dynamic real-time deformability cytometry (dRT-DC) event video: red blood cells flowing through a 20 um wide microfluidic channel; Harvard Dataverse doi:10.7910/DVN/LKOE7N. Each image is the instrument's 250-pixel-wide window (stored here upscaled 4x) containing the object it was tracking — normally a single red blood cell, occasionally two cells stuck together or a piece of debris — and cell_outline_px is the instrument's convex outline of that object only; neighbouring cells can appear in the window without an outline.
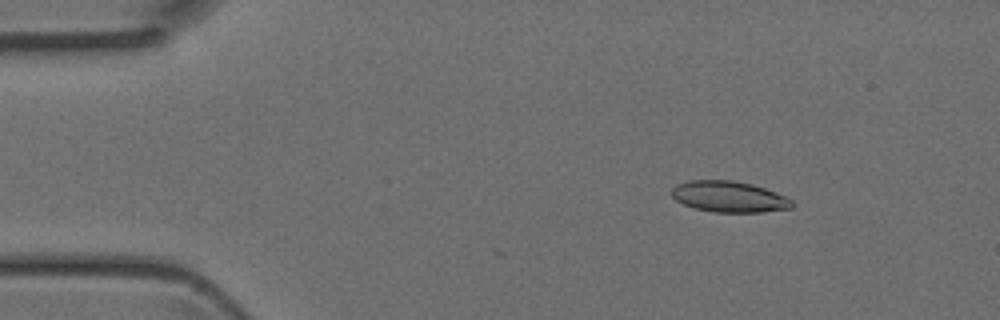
{"species": "Egyptian fruit bat (a non-hibernating species)", "species_latin": "Rousettus aegyptiacus", "temperature_condition": "room temperature", "stored_images_in_passage": 5, "camera_frame_rate_fps": 3000, "um_per_image_px": 0.085, "animal": {"sex": "female"}, "frame": {"image": 1, "passage_image": 2, "time_ms": 0.333, "image_size_px": [1000, 320], "cell_outline_px": [[796, 204], [792, 208], [760, 212], [712, 212], [692, 208], [676, 200], [672, 196], [672, 188], [676, 184], [688, 180], [732, 180], [752, 184], [764, 188], [784, 196], [792, 200]], "centroid_in_image_um": [61.95, 16.72], "position_along_channel_um": 23.0, "area_um2": 21.85}}
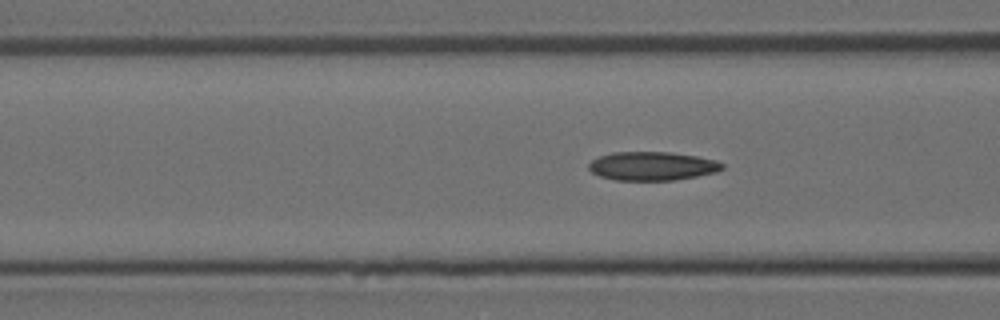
{"frame": {"image": 2, "passage_image": 5, "time_ms": 1.333, "image_size_px": [1000, 320], "cell_outline_px": [[724, 168], [716, 172], [696, 176], [672, 180], [616, 180], [600, 176], [592, 172], [588, 168], [588, 164], [592, 160], [600, 156], [612, 152], [668, 152], [696, 156], [716, 160], [724, 164]], "centroid_in_image_um": [55.43, 14.11], "position_along_channel_um": 111.2, "area_um2": 22.2}}